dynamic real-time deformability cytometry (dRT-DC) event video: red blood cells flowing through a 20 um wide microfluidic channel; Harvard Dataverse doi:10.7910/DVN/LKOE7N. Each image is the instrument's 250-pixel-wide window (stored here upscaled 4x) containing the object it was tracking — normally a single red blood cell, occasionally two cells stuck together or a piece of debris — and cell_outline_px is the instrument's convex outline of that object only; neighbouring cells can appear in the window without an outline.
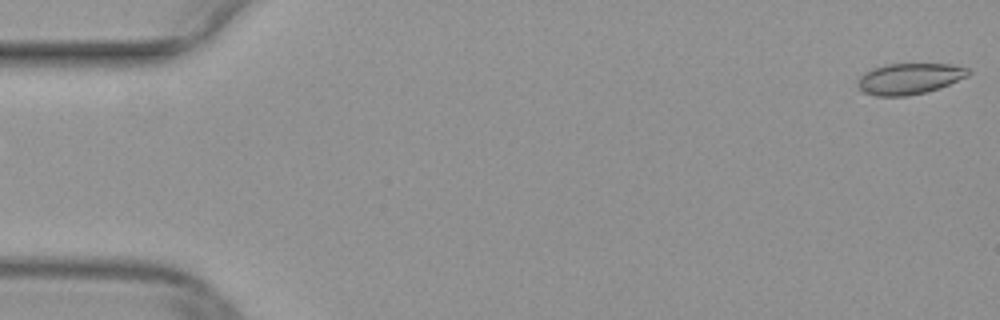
{"species": "common noctule bat (a hibernating species)", "species_latin": "Nyctalus noctula", "temperature_condition": "warm", "stored_images_in_passage": 14, "camera_frame_rate_fps": 3000, "um_per_image_px": 0.085, "animal": {"sex": "female", "body_mass_g": 29.2, "forearm_length_mm": 56.3}, "frame": {"image": 1, "passage_image": 1, "time_ms": 0.0, "image_size_px": [1000, 320], "cell_outline_px": [[972, 72], [968, 76], [940, 88], [908, 96], [876, 96], [864, 92], [856, 84], [856, 80], [860, 76], [872, 68], [884, 64], [948, 64], [968, 68]], "centroid_in_image_um": [77.28, 6.69], "position_along_channel_um": 7.7, "area_um2": 20.06}}
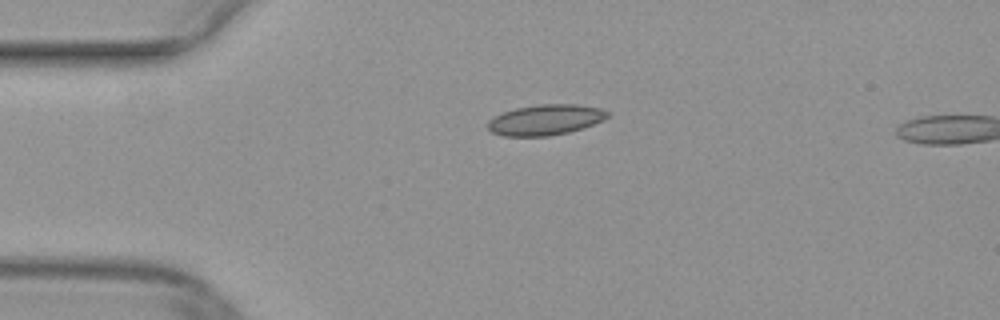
{"frame": {"image": 2, "passage_image": 12, "time_ms": 3.667, "image_size_px": [1000, 320], "cell_outline_px": [[608, 116], [604, 120], [584, 128], [568, 132], [548, 136], [504, 136], [492, 132], [488, 128], [488, 120], [504, 112], [516, 108], [540, 104], [576, 104], [600, 108], [608, 112]], "centroid_in_image_um": [46.38, 10.19], "position_along_channel_um": 38.6, "area_um2": 21.21}}